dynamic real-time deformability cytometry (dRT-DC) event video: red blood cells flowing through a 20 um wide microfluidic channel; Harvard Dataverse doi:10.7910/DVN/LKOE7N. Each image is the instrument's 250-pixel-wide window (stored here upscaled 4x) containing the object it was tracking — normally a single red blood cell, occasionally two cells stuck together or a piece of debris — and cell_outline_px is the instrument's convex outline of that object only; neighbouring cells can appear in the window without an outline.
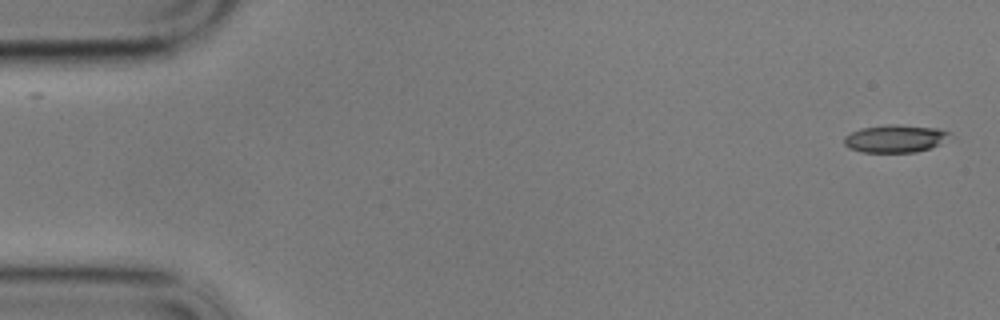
{"species": "common noctule bat (a hibernating species)", "species_latin": "Nyctalus noctula", "temperature_condition": "cold", "stored_images_in_passage": 57, "camera_frame_rate_fps": 3000, "um_per_image_px": 0.085, "animal": {"sex": "male", "body_mass_g": 17.9}, "frame": {"image": 1, "passage_image": 1, "time_ms": 0.0, "image_size_px": [1000, 320], "cell_outline_px": [[952, 132], [940, 144], [916, 152], [860, 152], [848, 148], [844, 144], [844, 136], [860, 128], [888, 124], [896, 124], [940, 128]], "centroid_in_image_um": [76.07, 11.77], "position_along_channel_um": 8.9, "area_um2": 17.11}}
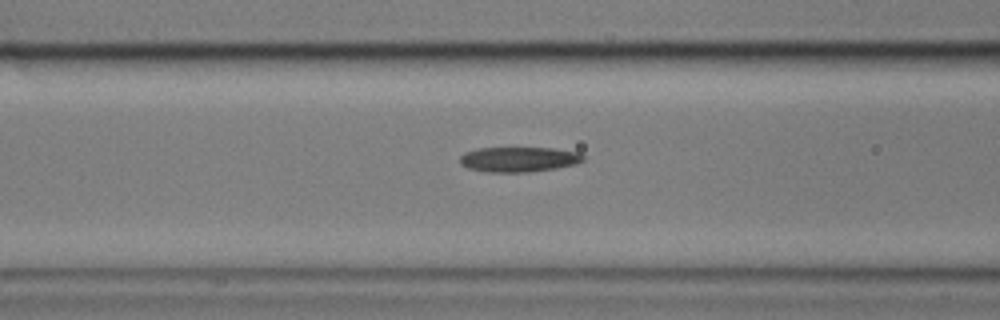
{"frame": {"image": 2, "passage_image": 22, "time_ms": 7.0, "image_size_px": [1000, 320], "cell_outline_px": [[584, 160], [576, 164], [556, 168], [528, 172], [488, 172], [468, 168], [460, 164], [460, 156], [464, 152], [476, 148], [552, 148], [580, 152], [584, 156]], "centroid_in_image_um": [44.09, 13.54], "position_along_channel_um": 122.5, "area_um2": 18.09}}
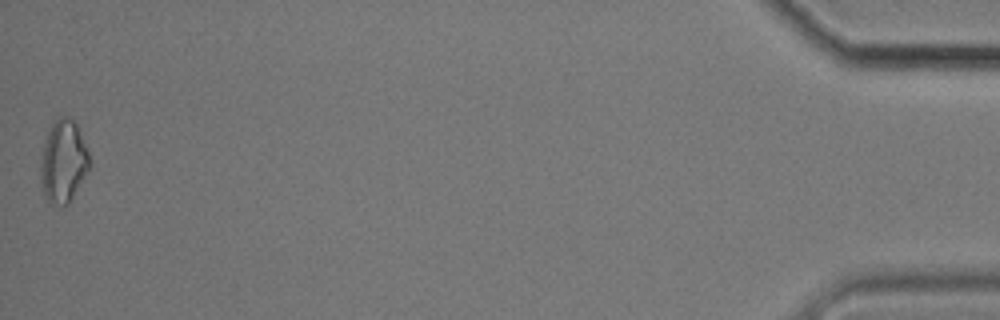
{"frame": {"image": 3, "passage_image": 57, "time_ms": 18.667, "image_size_px": [1000, 320], "cell_outline_px": [[92, 164], [68, 204], [56, 204], [48, 200], [44, 192], [40, 176], [40, 168], [44, 144], [48, 132], [52, 124], [60, 116], [68, 116], [76, 124], [92, 160]], "centroid_in_image_um": [5.41, 13.7], "position_along_channel_um": 429.8, "area_um2": 23.06}}